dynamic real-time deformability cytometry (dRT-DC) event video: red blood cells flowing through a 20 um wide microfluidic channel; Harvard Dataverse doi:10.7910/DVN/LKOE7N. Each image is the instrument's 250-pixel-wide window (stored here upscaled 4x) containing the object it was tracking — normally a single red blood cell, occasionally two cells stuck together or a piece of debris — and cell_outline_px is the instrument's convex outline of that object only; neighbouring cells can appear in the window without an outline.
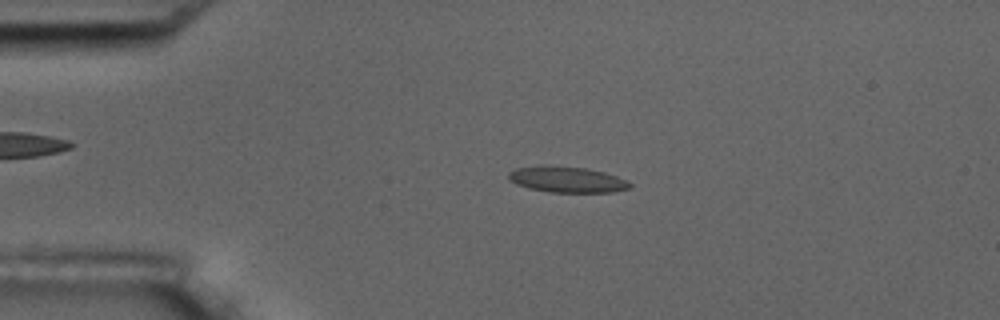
{"species": "common noctule bat (a hibernating species)", "species_latin": "Nyctalus noctula", "temperature_condition": "room temperature", "stored_images_in_passage": 3, "camera_frame_rate_fps": 3000, "um_per_image_px": 0.085, "animal": {"sex": "male", "body_mass_g": 17.5, "forearm_length_mm": 52.3}, "frame": {"image": 1, "passage_image": 2, "time_ms": 2.0, "image_size_px": [1000, 320], "cell_outline_px": [[632, 188], [612, 192], [552, 192], [528, 188], [516, 184], [508, 180], [508, 172], [516, 168], [540, 164], [552, 164], [584, 168], [604, 172], [628, 180], [632, 184]], "centroid_in_image_um": [48.17, 15.24], "position_along_channel_um": 36.8, "area_um2": 18.73}}